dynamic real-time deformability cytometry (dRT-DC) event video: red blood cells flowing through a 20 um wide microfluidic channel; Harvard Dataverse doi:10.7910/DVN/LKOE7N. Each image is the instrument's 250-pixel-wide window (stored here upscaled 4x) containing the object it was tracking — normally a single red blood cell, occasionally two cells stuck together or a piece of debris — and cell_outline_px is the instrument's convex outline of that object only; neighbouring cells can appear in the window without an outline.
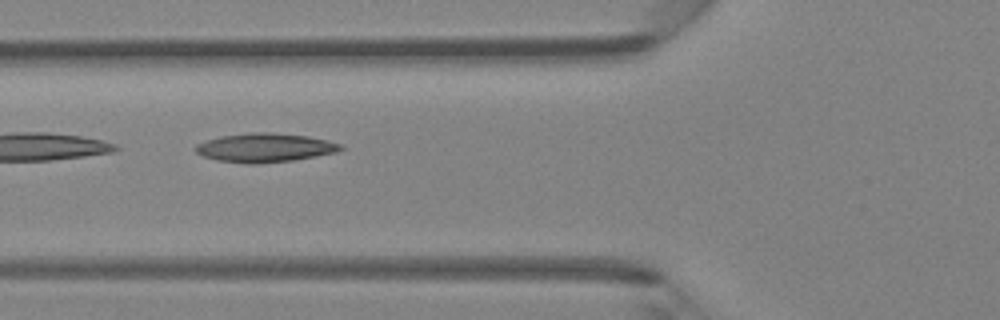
{"species": "Egyptian fruit bat (a non-hibernating species)", "species_latin": "Rousettus aegyptiacus", "temperature_condition": "room temperature", "stored_images_in_passage": 5, "camera_frame_rate_fps": 3000, "um_per_image_px": 0.085, "animal": {"sex": "female"}, "frame": {"image": 1, "passage_image": 5, "time_ms": 4.667, "image_size_px": [1000, 320], "cell_outline_px": [[344, 148], [336, 152], [316, 156], [292, 160], [256, 164], [248, 164], [216, 160], [204, 156], [196, 152], [196, 144], [220, 136], [252, 132], [268, 132], [308, 136], [340, 144]], "centroid_in_image_um": [22.49, 12.55], "position_along_channel_um": 103.3, "area_um2": 24.16}}